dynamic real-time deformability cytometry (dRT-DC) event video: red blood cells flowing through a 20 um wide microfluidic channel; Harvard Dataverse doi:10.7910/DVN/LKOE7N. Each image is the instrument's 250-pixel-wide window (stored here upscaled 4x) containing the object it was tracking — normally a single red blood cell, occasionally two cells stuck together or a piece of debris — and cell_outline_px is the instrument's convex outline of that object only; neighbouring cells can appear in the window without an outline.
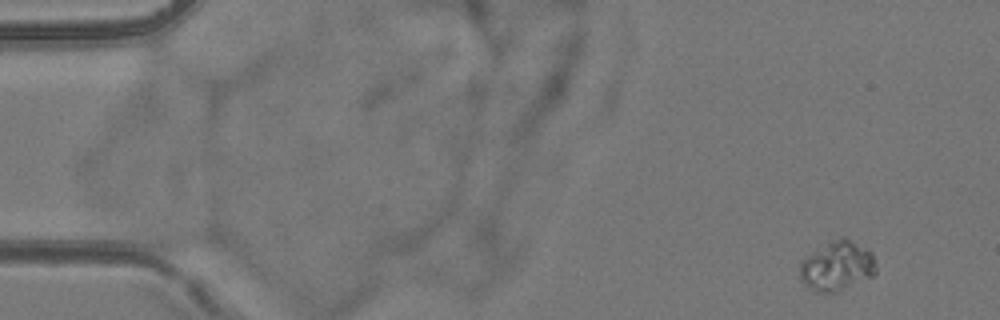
{"species": "common noctule bat (a hibernating species)", "species_latin": "Nyctalus noctula", "temperature_condition": "room temperature", "stored_images_in_passage": 4, "camera_frame_rate_fps": 3000, "um_per_image_px": 0.085, "animal": {"sex": "female", "body_mass_g": 24.6, "forearm_length_mm": 56.2}, "frame": {"image": 1, "passage_image": 1, "time_ms": 0.0, "image_size_px": [1000, 320], "cell_outline_px": [[876, 272], [872, 276], [840, 292], [816, 292], [800, 280], [800, 260], [828, 240], [840, 236], [844, 236], [868, 248], [872, 252], [876, 264]], "centroid_in_image_um": [71.16, 22.58], "position_along_channel_um": 13.8, "area_um2": 22.6}}
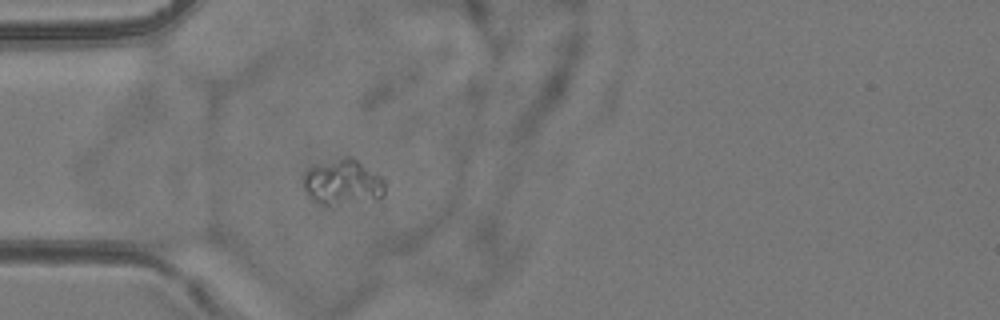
{"frame": {"image": 2, "passage_image": 4, "time_ms": 4.333, "image_size_px": [1000, 320], "cell_outline_px": [[384, 196], [376, 200], [336, 208], [332, 208], [320, 204], [312, 200], [308, 196], [304, 188], [304, 172], [308, 168], [344, 156], [352, 156], [380, 176], [384, 180]], "centroid_in_image_um": [29.14, 15.56], "position_along_channel_um": 55.9, "area_um2": 22.43}}